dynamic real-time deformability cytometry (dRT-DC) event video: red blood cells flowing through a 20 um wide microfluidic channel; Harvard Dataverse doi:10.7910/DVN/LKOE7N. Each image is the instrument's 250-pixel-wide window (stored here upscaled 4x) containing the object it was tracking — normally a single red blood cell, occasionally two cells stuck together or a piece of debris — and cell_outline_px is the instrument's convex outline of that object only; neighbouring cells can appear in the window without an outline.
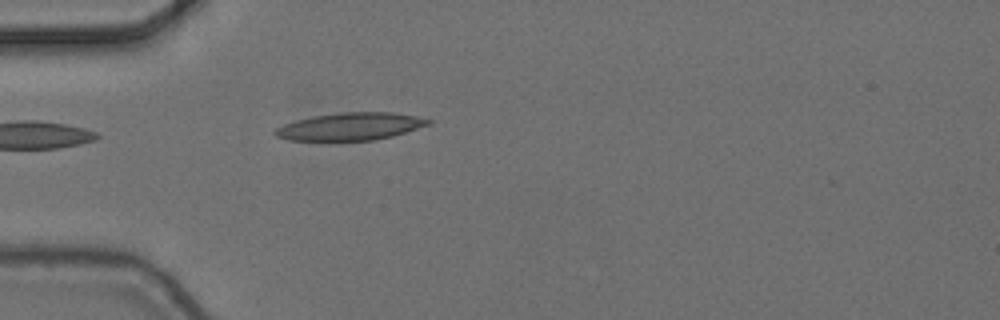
{"species": "common noctule bat (a hibernating species)", "species_latin": "Nyctalus noctula", "temperature_condition": "cold", "stored_images_in_passage": 5, "camera_frame_rate_fps": 3000, "um_per_image_px": 0.085, "animal": {"sex": "female", "body_mass_g": 24.6, "forearm_length_mm": 56.2}, "frame": {"image": 1, "passage_image": 5, "time_ms": 1.333, "image_size_px": [1000, 320], "cell_outline_px": [[432, 124], [392, 136], [372, 140], [288, 140], [276, 136], [272, 132], [276, 128], [284, 124], [296, 120], [312, 116], [340, 112], [392, 112], [416, 116], [432, 120]], "centroid_in_image_um": [29.78, 10.74], "position_along_channel_um": 55.2, "area_um2": 24.51}}